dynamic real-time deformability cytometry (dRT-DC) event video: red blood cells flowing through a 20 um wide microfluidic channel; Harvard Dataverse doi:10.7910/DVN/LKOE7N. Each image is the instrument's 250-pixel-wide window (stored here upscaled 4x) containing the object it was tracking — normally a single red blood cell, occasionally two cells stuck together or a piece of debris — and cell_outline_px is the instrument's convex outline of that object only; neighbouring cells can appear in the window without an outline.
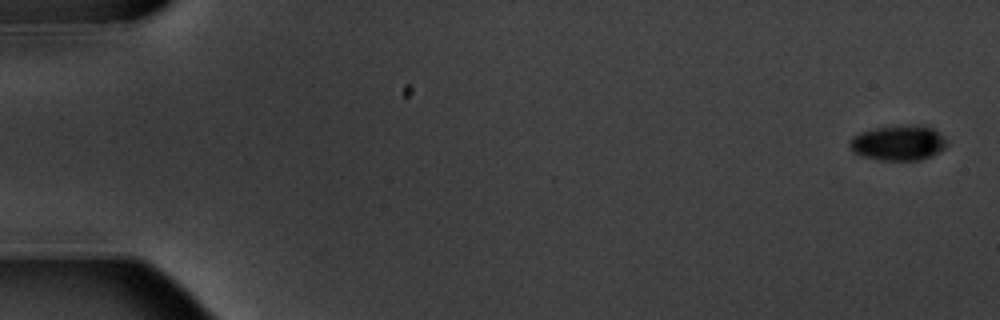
{"species": "common noctule bat (a hibernating species)", "species_latin": "Nyctalus noctula", "temperature_condition": "warm", "stored_images_in_passage": 5, "camera_frame_rate_fps": 3000, "um_per_image_px": 0.085, "animal": {"sex": "male", "body_mass_g": 20.1, "forearm_length_mm": 53.5}, "frame": {"image": 1, "passage_image": 1, "time_ms": 0.0, "image_size_px": [1000, 320], "cell_outline_px": [[948, 144], [940, 152], [932, 156], [920, 160], [880, 160], [864, 156], [856, 152], [852, 148], [848, 140], [852, 136], [860, 132], [876, 128], [900, 124], [924, 124], [932, 128], [944, 136], [948, 140]], "centroid_in_image_um": [76.43, 12.11], "position_along_channel_um": 8.6, "area_um2": 20.23}}
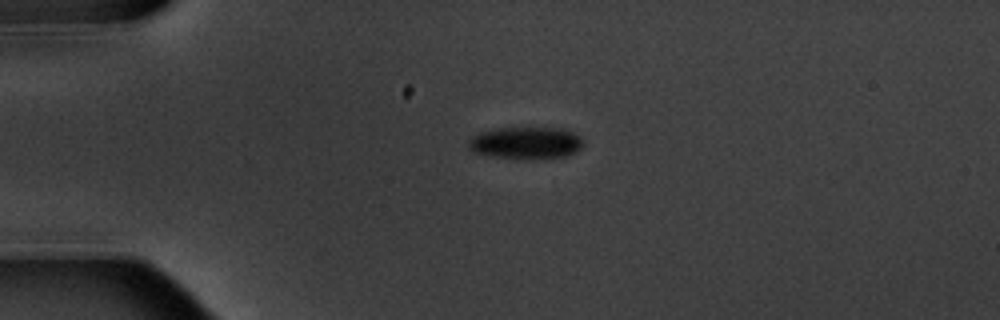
{"frame": {"image": 2, "passage_image": 4, "time_ms": 4.333, "image_size_px": [1000, 320], "cell_outline_px": [[584, 144], [576, 152], [564, 156], [544, 160], [492, 156], [472, 152], [468, 148], [468, 140], [472, 136], [480, 132], [500, 128], [564, 128], [580, 136], [584, 140]], "centroid_in_image_um": [44.73, 12.15], "position_along_channel_um": 40.3, "area_um2": 21.73}}